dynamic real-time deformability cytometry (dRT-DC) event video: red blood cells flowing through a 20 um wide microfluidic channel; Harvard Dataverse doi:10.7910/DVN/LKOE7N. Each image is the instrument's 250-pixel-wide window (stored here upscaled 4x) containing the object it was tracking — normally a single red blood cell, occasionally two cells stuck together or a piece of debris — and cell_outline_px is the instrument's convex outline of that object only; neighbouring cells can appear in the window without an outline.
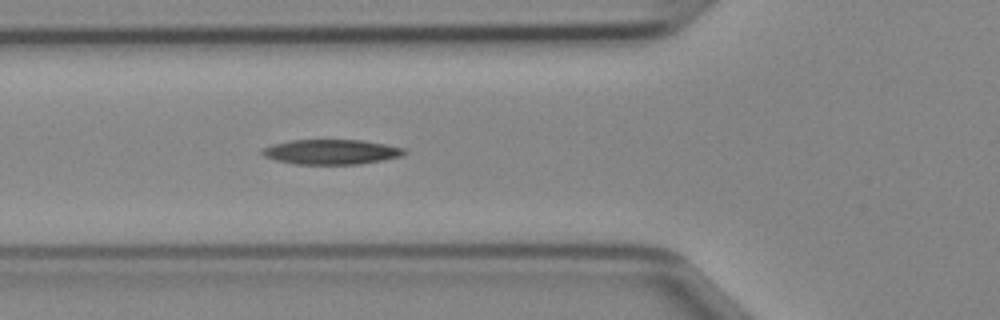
{"species": "Egyptian fruit bat (a non-hibernating species)", "species_latin": "Rousettus aegyptiacus", "temperature_condition": "cold", "stored_images_in_passage": 38, "camera_frame_rate_fps": 3000, "um_per_image_px": 0.085, "animal": {"sex": "female"}, "frame": {"image": 1, "passage_image": 12, "time_ms": 3.667, "image_size_px": [1000, 320], "cell_outline_px": [[408, 152], [400, 156], [360, 164], [296, 164], [276, 160], [264, 156], [260, 152], [260, 148], [272, 144], [288, 140], [364, 140], [404, 148]], "centroid_in_image_um": [28.1, 12.9], "position_along_channel_um": 97.7, "area_um2": 20.63}}